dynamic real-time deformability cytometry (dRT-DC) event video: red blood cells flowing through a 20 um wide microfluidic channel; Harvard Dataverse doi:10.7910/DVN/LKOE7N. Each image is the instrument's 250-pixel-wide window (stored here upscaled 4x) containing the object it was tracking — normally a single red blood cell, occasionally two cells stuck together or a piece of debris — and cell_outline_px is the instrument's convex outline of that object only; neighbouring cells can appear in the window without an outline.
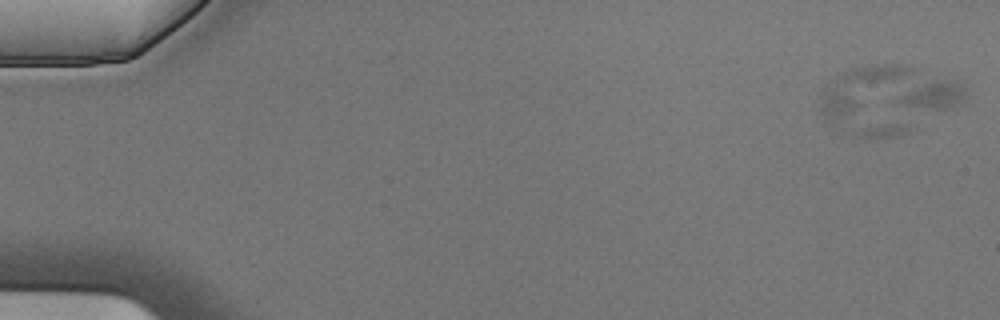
{"species": "Egyptian fruit bat (a non-hibernating species)", "species_latin": "Rousettus aegyptiacus", "temperature_condition": "cold", "stored_images_in_passage": 5, "camera_frame_rate_fps": 3000, "um_per_image_px": 0.085, "animal": {"sex": "male"}, "frame": {"image": 1, "passage_image": 1, "time_ms": 0.0, "image_size_px": [1000, 320], "cell_outline_px": [[968, 96], [964, 104], [948, 108], [932, 108], [900, 104], [888, 100], [896, 96], [936, 80], [960, 80], [964, 84], [968, 92]], "centroid_in_image_um": [79.49, 8.08], "position_along_channel_um": 5.5, "area_um2": 11.1}}